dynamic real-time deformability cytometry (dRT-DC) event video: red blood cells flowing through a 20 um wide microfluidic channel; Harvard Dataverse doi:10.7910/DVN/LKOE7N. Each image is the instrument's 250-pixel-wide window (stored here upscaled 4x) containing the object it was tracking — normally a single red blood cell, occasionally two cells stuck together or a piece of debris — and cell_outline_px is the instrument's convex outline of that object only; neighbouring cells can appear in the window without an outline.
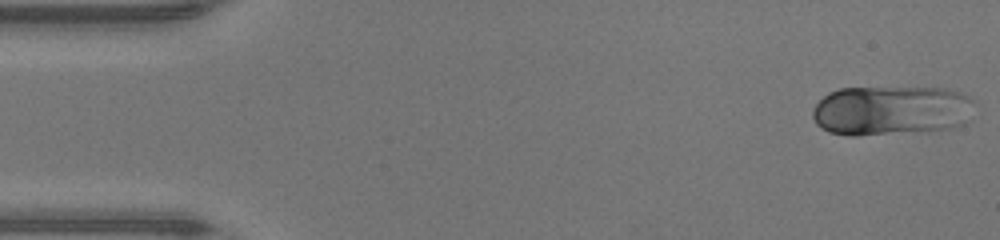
{"species": "human", "species_latin": "Homo sapiens", "temperature_condition": "warm", "stored_images_in_passage": 46, "camera_frame_rate_fps": 3000, "um_per_image_px": 0.085, "donor": {"sex": "male"}, "frame": {"image": 1, "passage_image": 1, "time_ms": 0.0, "image_size_px": [1000, 240], "cell_outline_px": [[976, 100], [964, 124], [952, 128], [856, 136], [848, 136], [828, 132], [820, 128], [816, 124], [812, 116], [812, 112], [816, 104], [828, 92], [840, 88], [944, 88], [968, 96]], "centroid_in_image_um": [75.7, 9.39], "position_along_channel_um": 9.3, "area_um2": 46.88}}
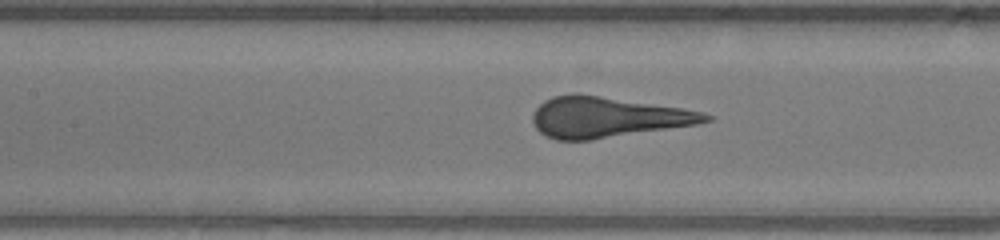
{"frame": {"image": 2, "passage_image": 20, "time_ms": 6.333, "image_size_px": [1000, 240], "cell_outline_px": [[712, 120], [696, 124], [592, 140], [556, 140], [544, 136], [532, 124], [532, 116], [536, 108], [544, 100], [552, 96], [572, 92], [576, 92], [680, 108], [704, 112], [712, 116]], "centroid_in_image_um": [51.55, 9.96], "position_along_channel_um": 155.9, "area_um2": 40.98}}
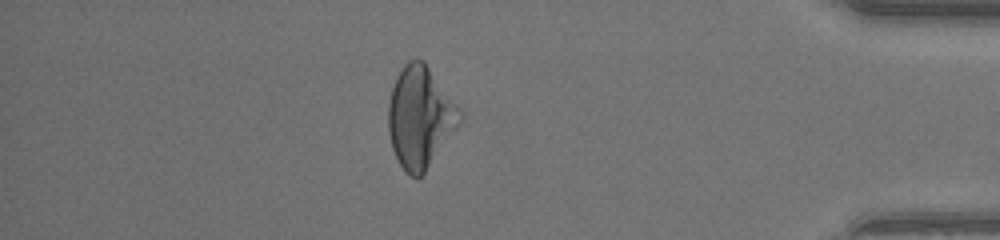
{"frame": {"image": 3, "passage_image": 40, "time_ms": 13.0, "image_size_px": [1000, 240], "cell_outline_px": [[464, 116], [460, 124], [424, 172], [420, 176], [412, 176], [400, 164], [392, 148], [388, 132], [388, 104], [392, 88], [396, 76], [404, 64], [408, 60], [416, 56], [424, 60]], "centroid_in_image_um": [35.69, 9.9], "position_along_channel_um": 399.5, "area_um2": 41.85}}